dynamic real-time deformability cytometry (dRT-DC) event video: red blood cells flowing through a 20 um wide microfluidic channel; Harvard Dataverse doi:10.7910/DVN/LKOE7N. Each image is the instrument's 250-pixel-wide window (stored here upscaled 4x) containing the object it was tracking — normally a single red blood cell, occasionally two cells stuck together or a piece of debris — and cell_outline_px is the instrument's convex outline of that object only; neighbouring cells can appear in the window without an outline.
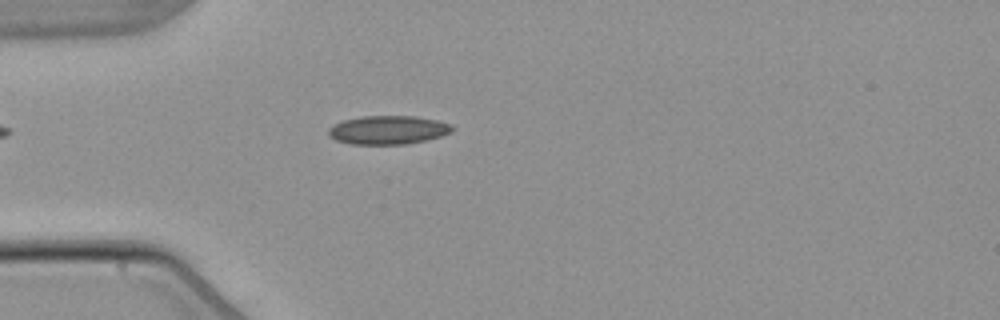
{"species": "common noctule bat (a hibernating species)", "species_latin": "Nyctalus noctula", "temperature_condition": "warm", "stored_images_in_passage": 5, "camera_frame_rate_fps": 3000, "um_per_image_px": 0.085, "animal": {"sex": "male", "body_mass_g": 21.5, "forearm_length_mm": 52.0}, "frame": {"image": 1, "passage_image": 5, "time_ms": 5.0, "image_size_px": [1000, 320], "cell_outline_px": [[456, 128], [452, 132], [440, 136], [424, 140], [404, 144], [352, 144], [336, 140], [328, 136], [328, 128], [332, 124], [344, 120], [360, 116], [416, 116], [436, 120], [452, 124]], "centroid_in_image_um": [32.97, 11.04], "position_along_channel_um": 52.0, "area_um2": 20.75}}